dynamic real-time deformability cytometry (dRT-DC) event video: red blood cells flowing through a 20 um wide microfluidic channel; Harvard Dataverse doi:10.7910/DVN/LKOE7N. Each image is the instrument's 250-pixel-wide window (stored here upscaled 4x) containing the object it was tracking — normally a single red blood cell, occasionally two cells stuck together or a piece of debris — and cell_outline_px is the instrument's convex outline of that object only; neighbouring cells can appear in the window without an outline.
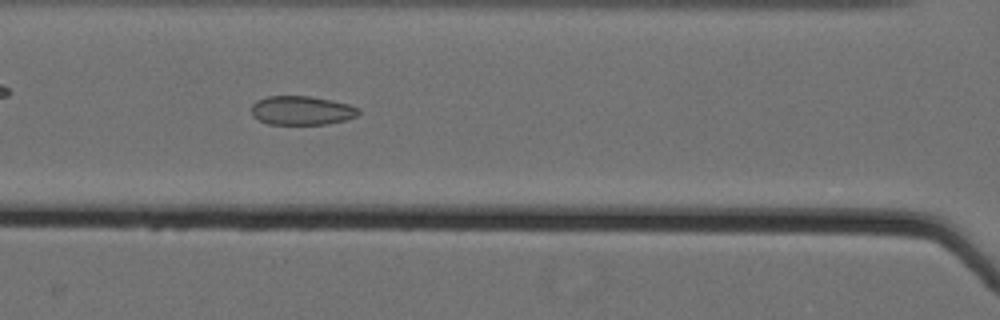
{"species": "Egyptian fruit bat (a non-hibernating species)", "species_latin": "Rousettus aegyptiacus", "temperature_condition": "cold", "stored_images_in_passage": 62, "camera_frame_rate_fps": 3000, "um_per_image_px": 0.085, "animal": {"sex": "female"}, "frame": {"image": 1, "passage_image": 32, "time_ms": 10.333, "image_size_px": [1000, 320], "cell_outline_px": [[360, 112], [356, 116], [344, 120], [328, 124], [268, 124], [252, 116], [252, 104], [256, 100], [268, 96], [312, 96], [332, 100], [348, 104], [360, 108]], "centroid_in_image_um": [25.64, 9.38], "position_along_channel_um": 141.0, "area_um2": 18.15}}
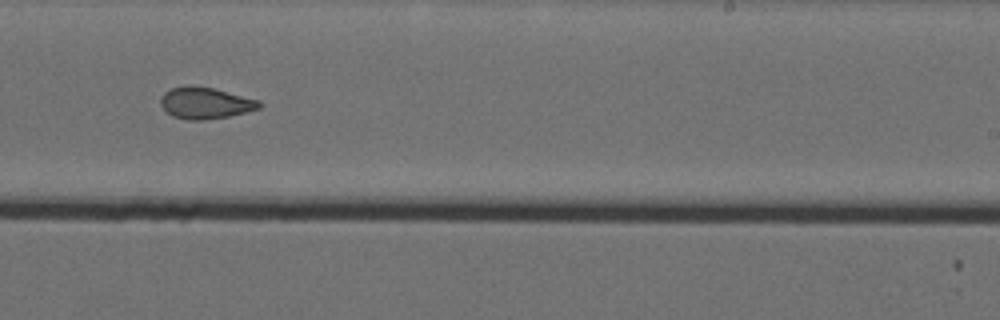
{"frame": {"image": 2, "passage_image": 43, "time_ms": 14.0, "image_size_px": [1000, 320], "cell_outline_px": [[264, 104], [260, 108], [228, 116], [204, 120], [188, 120], [172, 116], [160, 104], [160, 96], [164, 92], [172, 88], [188, 84], [192, 84], [212, 88], [260, 100]], "centroid_in_image_um": [17.44, 8.74], "position_along_channel_um": 271.6, "area_um2": 18.21}}
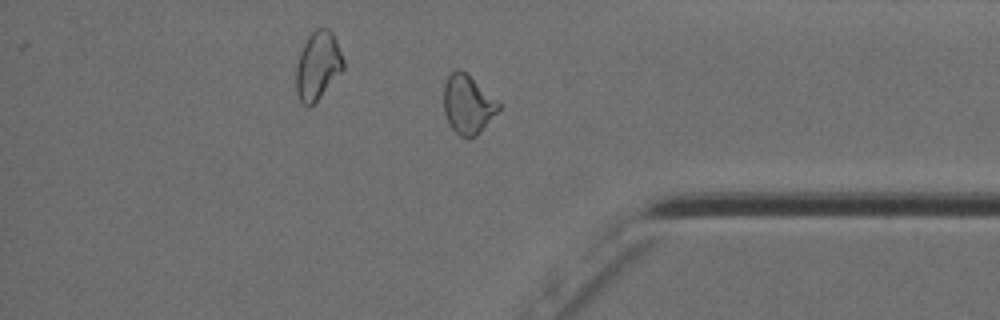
{"frame": {"image": 3, "passage_image": 54, "time_ms": 17.667, "image_size_px": [1000, 320], "cell_outline_px": [[500, 108], [476, 136], [460, 136], [448, 124], [444, 112], [444, 84], [448, 76], [456, 68], [460, 68], [496, 100], [500, 104]], "centroid_in_image_um": [39.72, 8.87], "position_along_channel_um": 395.5, "area_um2": 18.32}, "authors_computed_cell_mechanics": {"area_um2": 20.23, "velocity_mm_per_s": 3.5743, "shape_relaxation_time_tau1_ms": null, "shape_relaxation_time_tau2_ms": 1.8465, "deformation_change_tau1": null, "deformation_change_tau2": 0.0672}}